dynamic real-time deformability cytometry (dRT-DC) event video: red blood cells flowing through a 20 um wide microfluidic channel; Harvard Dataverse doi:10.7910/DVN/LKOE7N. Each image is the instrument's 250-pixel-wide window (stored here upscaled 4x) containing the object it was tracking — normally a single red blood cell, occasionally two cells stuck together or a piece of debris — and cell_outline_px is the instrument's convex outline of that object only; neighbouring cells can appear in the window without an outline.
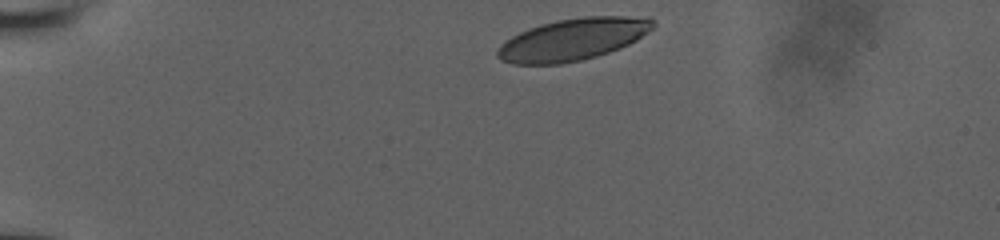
{"species": "human", "species_latin": "Homo sapiens", "temperature_condition": "room temperature", "stored_images_in_passage": 26, "camera_frame_rate_fps": 3000, "um_per_image_px": 0.085, "donor": {"sex": "male"}, "frame": {"image": 1, "passage_image": 1, "time_ms": 0.0, "image_size_px": [1000, 240], "cell_outline_px": [[652, 28], [648, 32], [636, 40], [628, 44], [608, 52], [596, 56], [580, 60], [560, 64], [512, 64], [500, 60], [496, 56], [496, 52], [500, 44], [512, 36], [528, 28], [540, 24], [556, 20], [584, 16], [648, 16], [652, 20]], "centroid_in_image_um": [48.65, 3.34], "position_along_channel_um": 36.3, "area_um2": 38.03}}
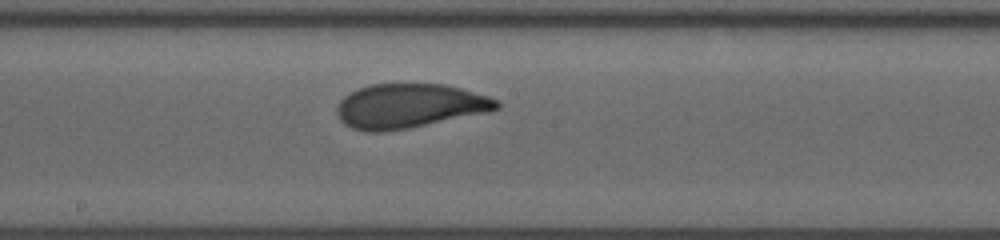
{"frame": {"image": 2, "passage_image": 15, "time_ms": 6.333, "image_size_px": [1000, 240], "cell_outline_px": [[500, 108], [488, 112], [408, 128], [384, 132], [364, 132], [352, 128], [344, 124], [340, 120], [336, 112], [336, 108], [340, 100], [344, 96], [368, 84], [444, 84], [460, 88], [488, 96], [500, 100]], "centroid_in_image_um": [34.78, 9.01], "position_along_channel_um": 213.4, "area_um2": 41.33}}
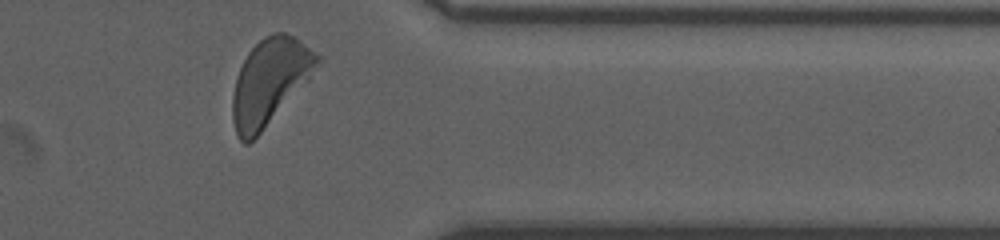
{"frame": {"image": 3, "passage_image": 26, "time_ms": 11.0, "image_size_px": [1000, 240], "cell_outline_px": [[320, 60], [308, 80], [260, 132], [248, 144], [244, 144], [236, 136], [232, 120], [232, 96], [236, 80], [240, 68], [248, 52], [264, 36], [272, 32], [284, 32], [300, 40], [320, 56]], "centroid_in_image_um": [22.89, 6.94], "position_along_channel_um": 388.5, "area_um2": 41.67}}